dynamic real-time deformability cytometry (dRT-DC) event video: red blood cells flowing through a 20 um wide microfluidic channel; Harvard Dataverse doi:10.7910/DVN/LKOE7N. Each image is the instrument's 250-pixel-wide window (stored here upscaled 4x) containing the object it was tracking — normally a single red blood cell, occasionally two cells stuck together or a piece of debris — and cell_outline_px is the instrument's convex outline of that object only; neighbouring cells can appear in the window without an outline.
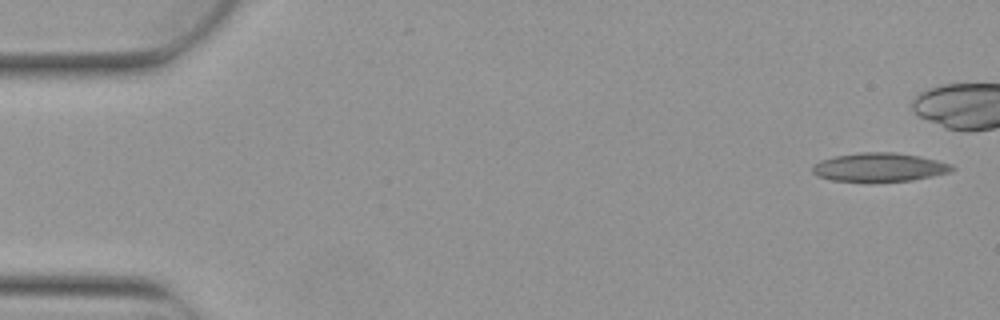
{"species": "Egyptian fruit bat (a non-hibernating species)", "species_latin": "Rousettus aegyptiacus", "temperature_condition": "warm", "stored_images_in_passage": 5, "camera_frame_rate_fps": 3000, "um_per_image_px": 0.085, "animal": {"sex": "female"}, "frame": {"image": 1, "passage_image": 1, "time_ms": 0.0, "image_size_px": [1000, 320], "cell_outline_px": [[956, 168], [948, 172], [932, 176], [912, 180], [832, 180], [816, 176], [812, 172], [812, 164], [820, 160], [836, 156], [860, 152], [896, 152], [920, 156], [952, 164]], "centroid_in_image_um": [74.73, 14.19], "position_along_channel_um": 10.3, "area_um2": 22.95}}